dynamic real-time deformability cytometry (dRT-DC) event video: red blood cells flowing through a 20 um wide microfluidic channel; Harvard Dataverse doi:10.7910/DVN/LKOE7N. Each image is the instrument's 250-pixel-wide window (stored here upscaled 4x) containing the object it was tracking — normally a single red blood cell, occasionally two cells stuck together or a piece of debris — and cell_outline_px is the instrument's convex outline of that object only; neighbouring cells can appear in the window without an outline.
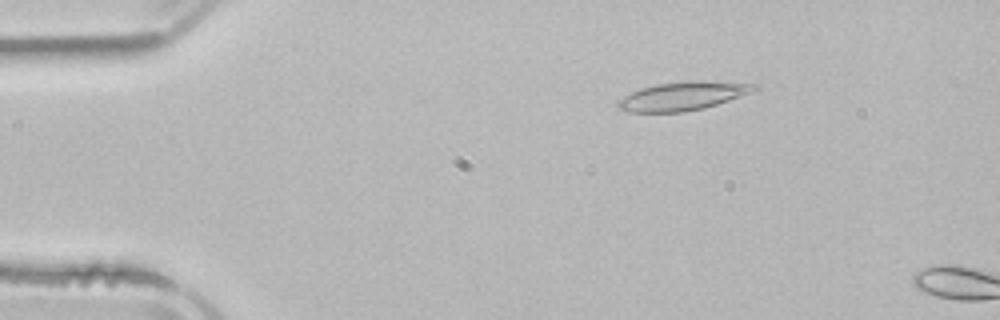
{"species": "common noctule bat (a hibernating species)", "species_latin": "Nyctalus noctula", "temperature_condition": "room temperature", "stored_images_in_passage": 2, "camera_frame_rate_fps": 3000, "um_per_image_px": 0.085, "animal": {"sex": "male", "body_mass_g": 21.5, "forearm_length_mm": 52.0}, "frame": {"image": 1, "passage_image": 1, "time_ms": 0.0, "image_size_px": [1000, 320], "cell_outline_px": [[760, 88], [752, 92], [704, 108], [684, 112], [628, 112], [620, 108], [616, 104], [624, 96], [640, 88], [656, 84], [688, 80], [704, 80], [760, 84]], "centroid_in_image_um": [58.09, 8.14], "position_along_channel_um": 26.9, "area_um2": 22.77}}